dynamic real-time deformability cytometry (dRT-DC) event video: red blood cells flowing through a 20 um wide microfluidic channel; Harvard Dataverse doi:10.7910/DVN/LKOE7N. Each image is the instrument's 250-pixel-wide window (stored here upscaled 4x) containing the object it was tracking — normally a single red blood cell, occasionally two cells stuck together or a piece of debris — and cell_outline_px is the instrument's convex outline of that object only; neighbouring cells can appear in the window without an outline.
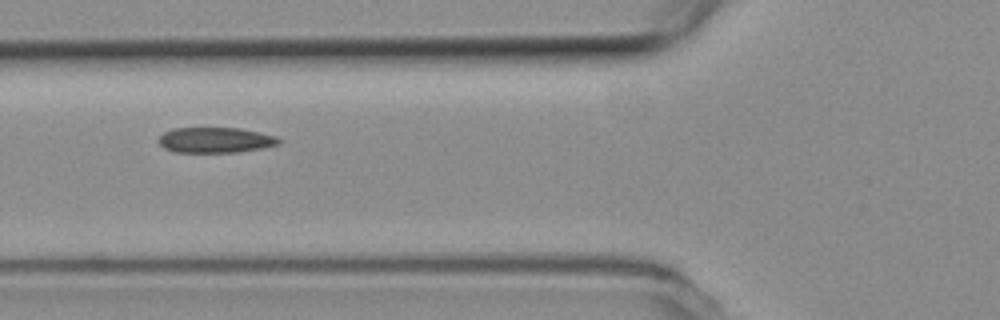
{"species": "common noctule bat (a hibernating species)", "species_latin": "Nyctalus noctula", "temperature_condition": "room temperature", "stored_images_in_passage": 41, "camera_frame_rate_fps": 3000, "um_per_image_px": 0.085, "animal": {"sex": "female", "body_mass_g": 19.3, "forearm_length_mm": 54.1}, "frame": {"image": 1, "passage_image": 11, "time_ms": 3.333, "image_size_px": [1000, 320], "cell_outline_px": [[280, 144], [240, 152], [172, 152], [164, 148], [160, 144], [160, 136], [164, 132], [172, 128], [240, 128], [260, 132], [276, 136], [280, 140]], "centroid_in_image_um": [18.31, 11.9], "position_along_channel_um": 107.5, "area_um2": 17.8}}
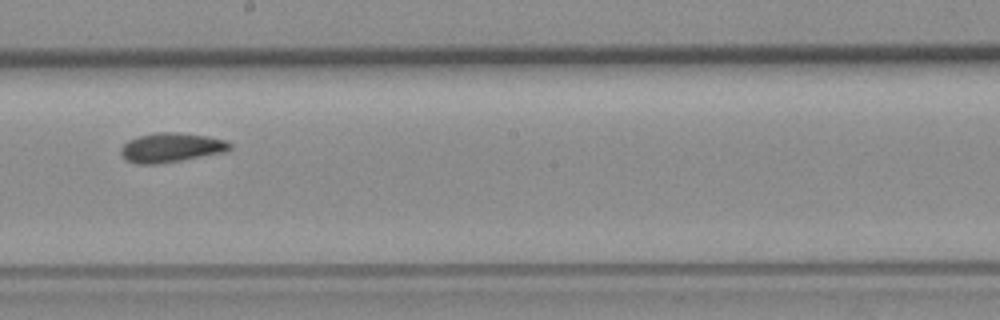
{"frame": {"image": 2, "passage_image": 21, "time_ms": 6.667, "image_size_px": [1000, 320], "cell_outline_px": [[232, 148], [224, 152], [180, 160], [156, 164], [136, 164], [128, 160], [120, 152], [120, 148], [128, 140], [140, 136], [156, 132], [176, 132], [208, 136], [224, 140], [232, 144]], "centroid_in_image_um": [14.55, 12.53], "position_along_channel_um": 233.7, "area_um2": 18.44}}
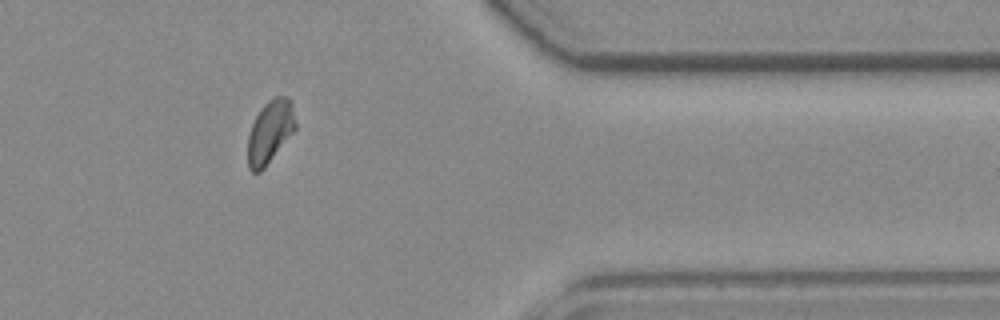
{"frame": {"image": 3, "passage_image": 35, "time_ms": 11.333, "image_size_px": [1000, 320], "cell_outline_px": [[296, 128], [264, 168], [260, 172], [252, 172], [248, 168], [248, 136], [252, 124], [260, 108], [272, 96], [288, 96], [292, 100], [296, 124]], "centroid_in_image_um": [22.96, 11.16], "position_along_channel_um": 388.4, "area_um2": 17.51}, "authors_computed_cell_mechanics": {"area_um2": 17.8602, "velocity_mm_per_s": 3.7922, "shape_relaxation_time_tau1_ms": 6.2985, "shape_relaxation_time_tau2_ms": 5.789, "deformation_change_tau1": 0.125, "deformation_change_tau2": 0.0871}}